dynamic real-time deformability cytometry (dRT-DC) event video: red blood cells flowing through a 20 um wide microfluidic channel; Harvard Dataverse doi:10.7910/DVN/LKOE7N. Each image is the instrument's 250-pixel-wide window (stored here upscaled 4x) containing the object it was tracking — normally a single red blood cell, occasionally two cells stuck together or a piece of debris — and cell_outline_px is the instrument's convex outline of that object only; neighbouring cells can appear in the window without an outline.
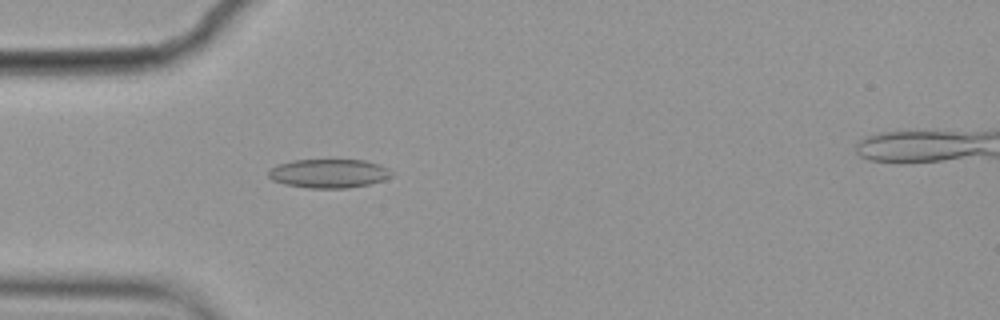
{"species": "common noctule bat (a hibernating species)", "species_latin": "Nyctalus noctula", "temperature_condition": "cold", "stored_images_in_passage": 5, "camera_frame_rate_fps": 3000, "um_per_image_px": 0.085, "animal": {"sex": "female", "body_mass_g": 19.9}, "frame": {"image": 1, "passage_image": 5, "time_ms": 1.333, "image_size_px": [1000, 320], "cell_outline_px": [[392, 176], [384, 180], [368, 184], [344, 188], [308, 188], [284, 184], [272, 180], [268, 176], [268, 172], [272, 168], [280, 164], [292, 160], [364, 160], [380, 164], [388, 168], [392, 172]], "centroid_in_image_um": [27.96, 14.74], "position_along_channel_um": 57.0, "area_um2": 20.63}}